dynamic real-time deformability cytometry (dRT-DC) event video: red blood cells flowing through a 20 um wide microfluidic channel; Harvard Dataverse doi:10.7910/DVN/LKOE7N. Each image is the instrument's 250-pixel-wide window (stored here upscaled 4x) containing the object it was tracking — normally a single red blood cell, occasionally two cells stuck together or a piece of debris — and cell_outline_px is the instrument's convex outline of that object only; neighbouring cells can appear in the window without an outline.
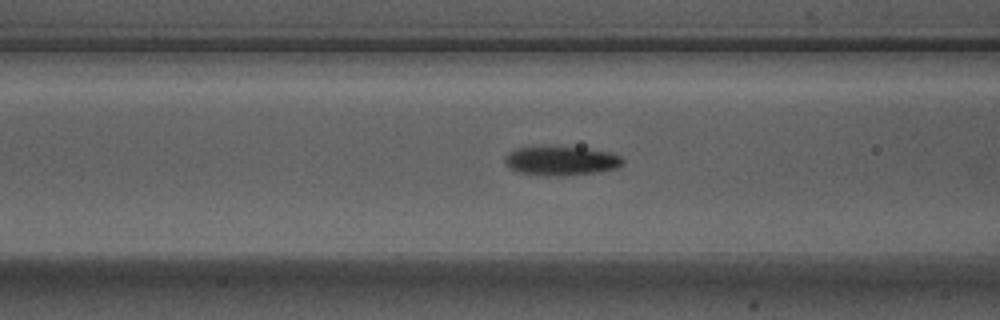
{"species": "Egyptian fruit bat (a non-hibernating species)", "species_latin": "Rousettus aegyptiacus", "temperature_condition": "warm", "stored_images_in_passage": 40, "camera_frame_rate_fps": 3000, "um_per_image_px": 0.085, "animal": {"sex": "male"}, "frame": {"image": 1, "passage_image": 11, "time_ms": 3.333, "image_size_px": [1000, 320], "cell_outline_px": [[624, 164], [616, 168], [592, 172], [560, 176], [548, 176], [520, 172], [512, 168], [504, 160], [504, 156], [508, 152], [516, 148], [580, 148], [608, 152], [620, 156], [624, 160]], "centroid_in_image_um": [47.7, 13.68], "position_along_channel_um": 118.9, "area_um2": 19.25}}
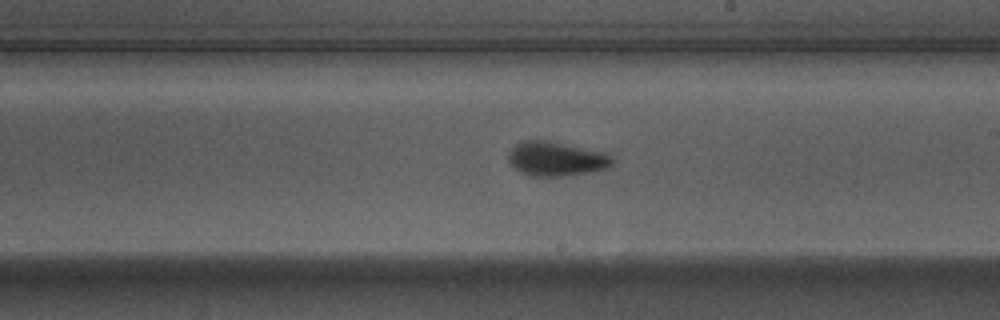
{"frame": {"image": 2, "passage_image": 21, "time_ms": 6.667, "image_size_px": [1000, 320], "cell_outline_px": [[612, 164], [604, 168], [584, 172], [560, 176], [532, 176], [520, 172], [508, 160], [508, 152], [516, 144], [524, 140], [544, 140], [604, 152], [612, 156]], "centroid_in_image_um": [47.22, 13.49], "position_along_channel_um": 241.8, "area_um2": 20.23}}
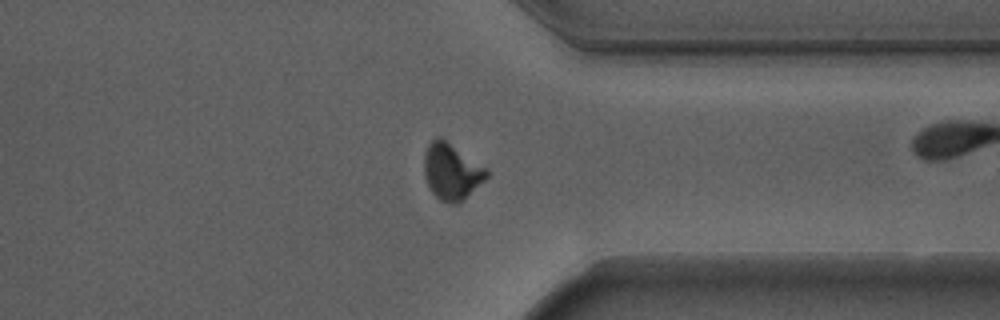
{"frame": {"image": 3, "passage_image": 32, "time_ms": 10.333, "image_size_px": [1000, 320], "cell_outline_px": [[488, 176], [464, 200], [456, 204], [448, 204], [440, 200], [432, 192], [424, 176], [424, 152], [428, 144], [436, 136], [440, 136], [488, 168]], "centroid_in_image_um": [38.38, 14.57], "position_along_channel_um": 373.0, "area_um2": 20.69}, "authors_computed_cell_mechanics": {"area_um2": 19.941, "velocity_mm_per_s": 3.6839, "shape_relaxation_time_tau1_ms": 3.4513, "shape_relaxation_time_tau2_ms": 1.4079, "deformation_change_tau1": 0.152, "deformation_change_tau2": 0.0684}}